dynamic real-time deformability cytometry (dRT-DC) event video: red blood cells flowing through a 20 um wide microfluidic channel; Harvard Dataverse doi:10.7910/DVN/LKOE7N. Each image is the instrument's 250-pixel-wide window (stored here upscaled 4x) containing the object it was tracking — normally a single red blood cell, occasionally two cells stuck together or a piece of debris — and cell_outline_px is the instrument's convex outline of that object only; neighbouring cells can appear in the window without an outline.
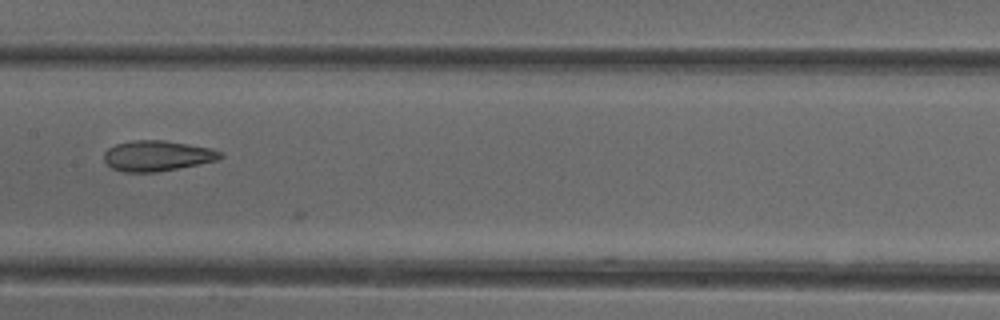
{"species": "common noctule bat (a hibernating species)", "species_latin": "Nyctalus noctula", "temperature_condition": "cold", "stored_images_in_passage": 30, "camera_frame_rate_fps": 3000, "um_per_image_px": 0.085, "animal": {"sex": "female"}, "frame": {"image": 1, "passage_image": 26, "time_ms": 8.333, "image_size_px": [1000, 320], "cell_outline_px": [[224, 156], [216, 160], [156, 172], [120, 172], [112, 168], [104, 160], [104, 152], [108, 148], [116, 144], [136, 140], [164, 140], [212, 148], [224, 152]], "centroid_in_image_um": [13.36, 13.24], "position_along_channel_um": 194.0, "area_um2": 20.58}}
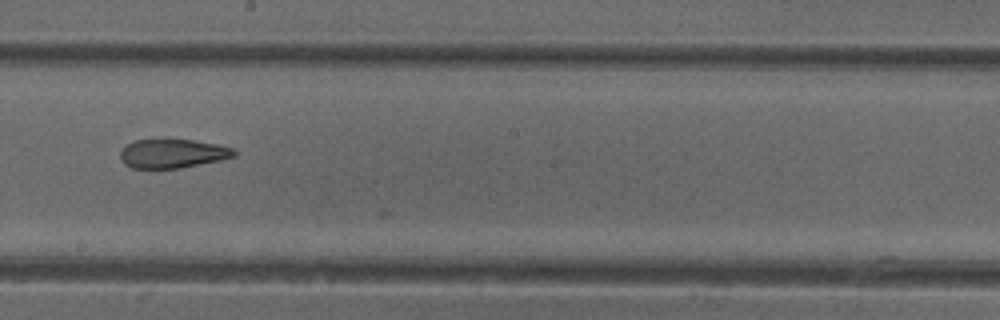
{"frame": {"image": 2, "passage_image": 29, "time_ms": 9.333, "image_size_px": [1000, 320], "cell_outline_px": [[236, 156], [220, 160], [180, 168], [132, 168], [124, 164], [120, 160], [120, 152], [128, 144], [136, 140], [164, 136], [192, 140], [216, 144], [232, 148], [236, 152]], "centroid_in_image_um": [14.63, 13.01], "position_along_channel_um": 233.6, "area_um2": 19.77}}